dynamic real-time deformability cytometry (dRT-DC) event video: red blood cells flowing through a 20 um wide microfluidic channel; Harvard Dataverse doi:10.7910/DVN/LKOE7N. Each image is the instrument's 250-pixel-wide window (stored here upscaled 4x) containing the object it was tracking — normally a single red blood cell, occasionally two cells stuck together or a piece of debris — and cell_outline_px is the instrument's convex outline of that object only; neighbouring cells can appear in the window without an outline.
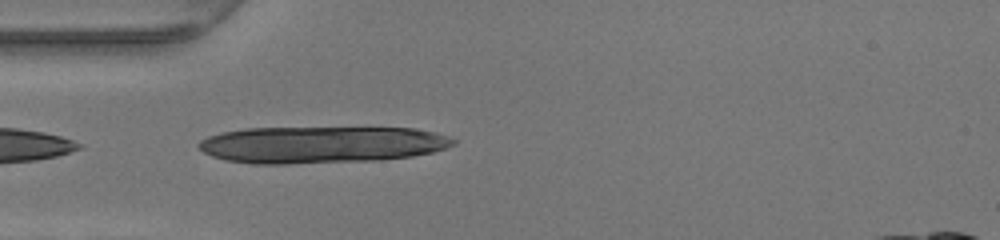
{"species": "human", "species_latin": "Homo sapiens", "temperature_condition": "warm", "stored_images_in_passage": 34, "camera_frame_rate_fps": 3000, "um_per_image_px": 0.085, "donor": {"sex": "female"}, "frame": {"image": 1, "passage_image": 1, "time_ms": 0.0, "image_size_px": [1000, 240], "cell_outline_px": [[456, 144], [432, 152], [412, 156], [380, 160], [288, 164], [252, 164], [224, 160], [212, 156], [204, 152], [196, 144], [200, 140], [208, 136], [220, 132], [244, 128], [416, 128], [436, 132], [448, 136], [456, 140]], "centroid_in_image_um": [27.29, 12.3], "position_along_channel_um": 57.7, "area_um2": 55.03}}